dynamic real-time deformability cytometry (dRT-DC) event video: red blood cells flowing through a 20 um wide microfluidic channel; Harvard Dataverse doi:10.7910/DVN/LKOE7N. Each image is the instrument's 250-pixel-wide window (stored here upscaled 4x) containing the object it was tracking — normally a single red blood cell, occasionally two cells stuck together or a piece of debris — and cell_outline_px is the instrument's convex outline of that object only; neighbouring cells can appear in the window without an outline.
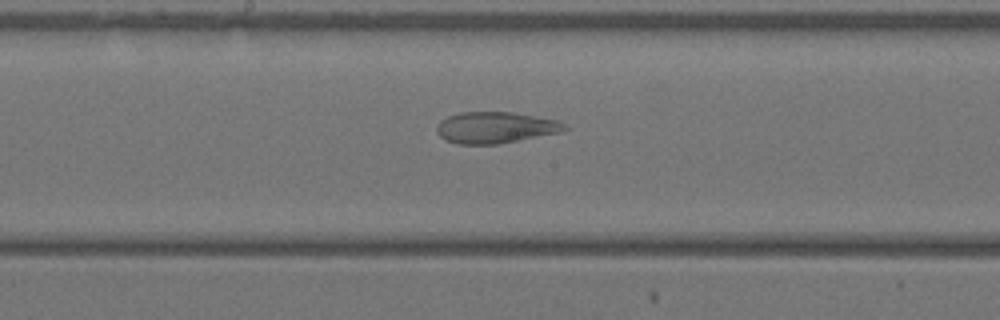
{"species": "Egyptian fruit bat (a non-hibernating species)", "species_latin": "Rousettus aegyptiacus", "temperature_condition": "warm", "stored_images_in_passage": 31, "camera_frame_rate_fps": 3000, "um_per_image_px": 0.085, "animal": {"sex": "female"}, "frame": {"image": 1, "passage_image": 12, "time_ms": 3.667, "image_size_px": [1000, 320], "cell_outline_px": [[568, 128], [560, 132], [500, 144], [456, 144], [444, 140], [436, 132], [436, 128], [440, 120], [448, 116], [460, 112], [512, 112], [560, 120], [568, 124]], "centroid_in_image_um": [42.12, 10.84], "position_along_channel_um": 206.1, "area_um2": 23.64}}
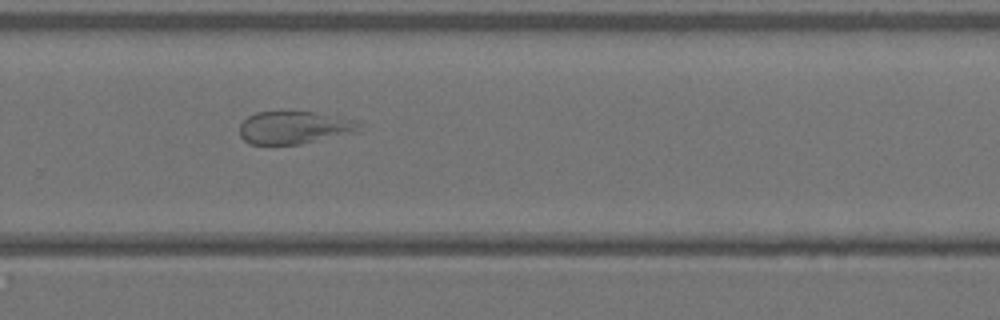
{"frame": {"image": 2, "passage_image": 18, "time_ms": 5.667, "image_size_px": [1000, 320], "cell_outline_px": [[360, 132], [300, 144], [252, 144], [244, 140], [240, 136], [240, 124], [248, 116], [256, 112], [280, 108], [284, 108], [316, 112], [356, 120]], "centroid_in_image_um": [24.99, 10.79], "position_along_channel_um": 304.8, "area_um2": 23.64}}
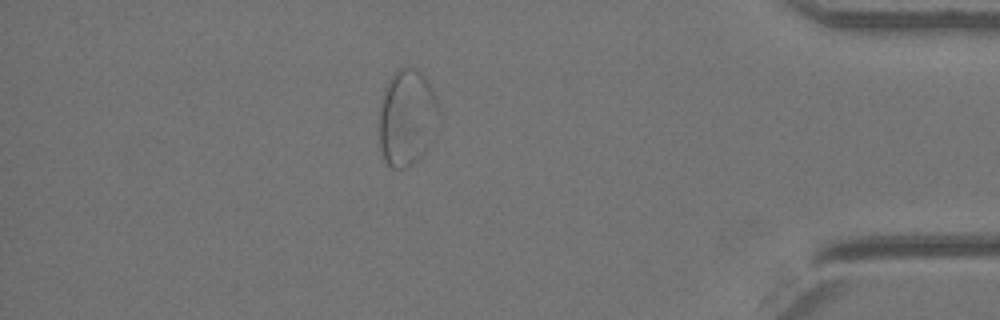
{"frame": {"image": 3, "passage_image": 26, "time_ms": 8.333, "image_size_px": [1000, 320], "cell_outline_px": [[440, 124], [424, 152], [412, 164], [404, 168], [392, 168], [384, 160], [380, 148], [380, 104], [388, 80], [400, 68], [412, 68], [420, 72], [424, 76], [432, 88], [440, 104]], "centroid_in_image_um": [34.63, 10.01], "position_along_channel_um": 400.6, "area_um2": 33.64}}